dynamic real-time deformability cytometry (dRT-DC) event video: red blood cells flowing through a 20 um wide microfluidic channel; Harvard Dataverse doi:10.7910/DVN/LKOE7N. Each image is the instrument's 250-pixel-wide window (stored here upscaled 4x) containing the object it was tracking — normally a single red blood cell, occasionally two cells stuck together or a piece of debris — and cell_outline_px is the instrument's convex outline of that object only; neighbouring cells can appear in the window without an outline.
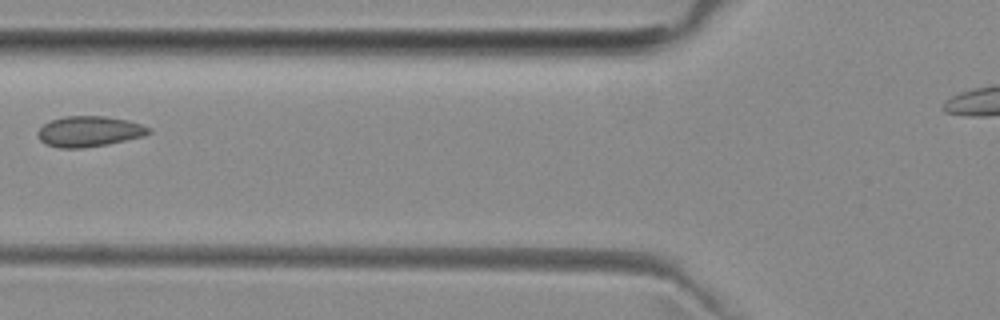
{"species": "common noctule bat (a hibernating species)", "species_latin": "Nyctalus noctula", "temperature_condition": "room temperature", "stored_images_in_passage": 4, "camera_frame_rate_fps": 3000, "um_per_image_px": 0.085, "animal": {"sex": "female", "body_mass_g": 29.2, "forearm_length_mm": 56.3}, "frame": {"image": 1, "passage_image": 4, "time_ms": 4.333, "image_size_px": [1000, 320], "cell_outline_px": [[152, 132], [144, 136], [108, 144], [84, 148], [60, 148], [44, 144], [40, 140], [36, 132], [44, 124], [52, 120], [64, 116], [104, 116], [128, 120], [152, 128]], "centroid_in_image_um": [7.58, 11.17], "position_along_channel_um": 118.2, "area_um2": 19.88}}